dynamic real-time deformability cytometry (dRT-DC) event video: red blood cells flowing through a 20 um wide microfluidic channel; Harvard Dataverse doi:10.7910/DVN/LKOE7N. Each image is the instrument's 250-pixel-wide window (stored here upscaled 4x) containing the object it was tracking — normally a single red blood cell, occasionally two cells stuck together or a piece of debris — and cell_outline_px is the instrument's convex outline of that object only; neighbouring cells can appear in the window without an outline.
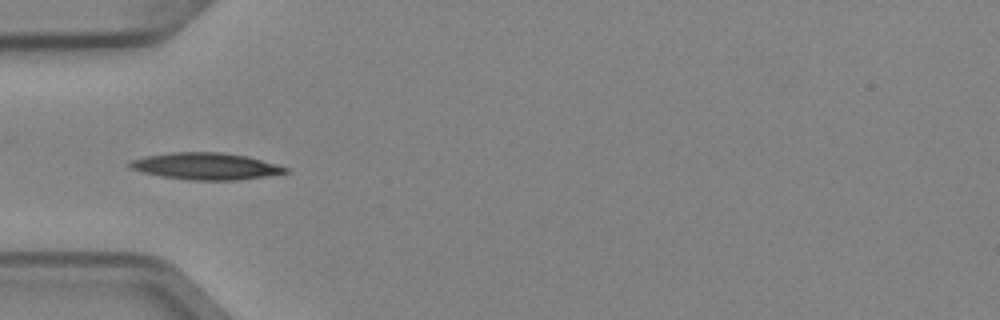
{"species": "Egyptian fruit bat (a non-hibernating species)", "species_latin": "Rousettus aegyptiacus", "temperature_condition": "cold", "stored_images_in_passage": 7, "camera_frame_rate_fps": 3000, "um_per_image_px": 0.085, "animal": {"sex": "female"}, "frame": {"image": 1, "passage_image": 4, "time_ms": 1.0, "image_size_px": [1000, 320], "cell_outline_px": [[288, 172], [264, 176], [236, 180], [192, 180], [160, 176], [128, 168], [128, 164], [132, 160], [144, 156], [172, 152], [224, 152], [248, 156], [276, 164], [288, 168]], "centroid_in_image_um": [17.46, 14.12], "position_along_channel_um": 67.5, "area_um2": 24.22}}
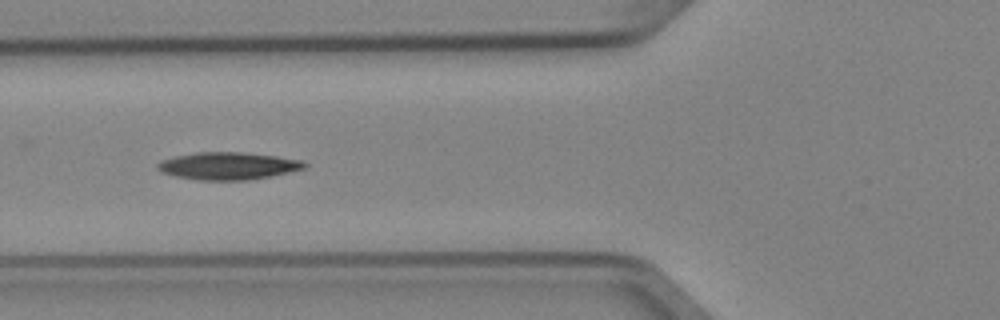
{"frame": {"image": 2, "passage_image": 5, "time_ms": 1.333, "image_size_px": [1000, 320], "cell_outline_px": [[308, 164], [304, 168], [272, 176], [248, 180], [196, 180], [176, 176], [160, 172], [156, 168], [156, 164], [160, 160], [176, 156], [196, 152], [240, 152], [276, 156], [304, 160]], "centroid_in_image_um": [19.36, 14.1], "position_along_channel_um": 106.4, "area_um2": 23.58}}
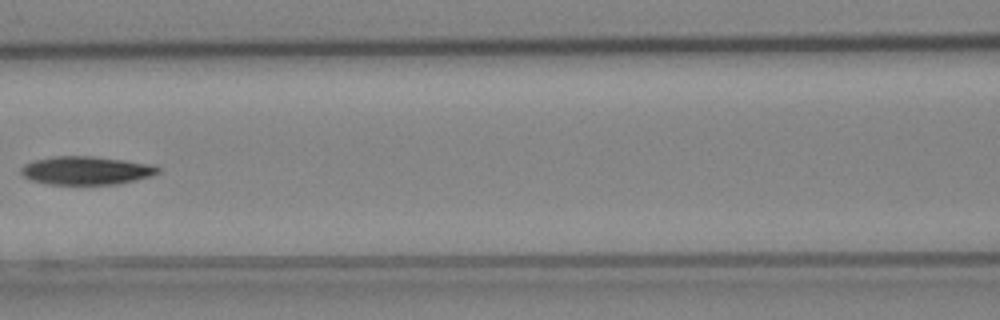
{"frame": {"image": 3, "passage_image": 6, "time_ms": 1.667, "image_size_px": [1000, 320], "cell_outline_px": [[160, 172], [152, 176], [136, 180], [116, 184], [48, 184], [32, 180], [24, 176], [20, 172], [20, 168], [24, 164], [32, 160], [52, 156], [92, 156], [124, 160], [152, 164], [160, 168]], "centroid_in_image_um": [7.32, 14.48], "position_along_channel_um": 159.3, "area_um2": 22.72}}